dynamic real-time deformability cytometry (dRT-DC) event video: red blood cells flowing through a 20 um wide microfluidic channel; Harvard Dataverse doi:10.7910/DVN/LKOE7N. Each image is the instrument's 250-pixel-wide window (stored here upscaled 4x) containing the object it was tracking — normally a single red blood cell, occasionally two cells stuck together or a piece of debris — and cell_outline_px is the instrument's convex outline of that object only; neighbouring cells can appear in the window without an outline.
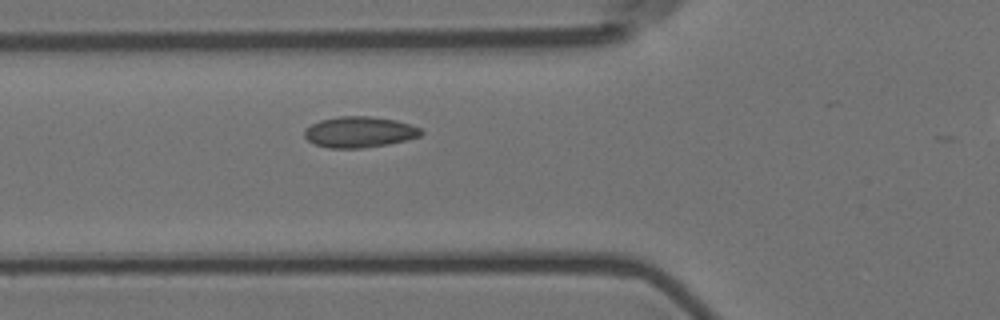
{"species": "Egyptian fruit bat (a non-hibernating species)", "species_latin": "Rousettus aegyptiacus", "temperature_condition": "room temperature", "stored_images_in_passage": 4, "segment_of_instrument_passage": [1, 2], "camera_frame_rate_fps": 3000, "um_per_image_px": 0.085, "animal": {"sex": "female"}, "frame": {"image": 1, "passage_image": 3, "time_ms": 0.667, "image_size_px": [1000, 320], "cell_outline_px": [[424, 132], [420, 136], [388, 144], [364, 148], [328, 148], [316, 144], [308, 140], [304, 136], [304, 132], [312, 124], [320, 120], [340, 116], [368, 116], [396, 120], [420, 128]], "centroid_in_image_um": [30.55, 11.22], "position_along_channel_um": 95.2, "area_um2": 20.81}}